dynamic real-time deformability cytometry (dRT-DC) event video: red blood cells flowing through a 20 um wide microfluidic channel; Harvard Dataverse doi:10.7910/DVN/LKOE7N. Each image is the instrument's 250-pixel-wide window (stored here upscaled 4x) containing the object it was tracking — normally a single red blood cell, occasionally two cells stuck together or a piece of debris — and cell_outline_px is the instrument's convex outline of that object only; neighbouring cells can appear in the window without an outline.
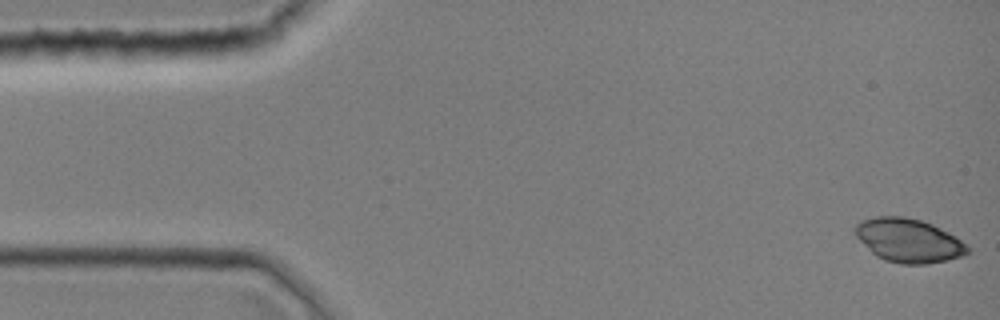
{"species": "common noctule bat (a hibernating species)", "species_latin": "Nyctalus noctula", "temperature_condition": "room temperature", "stored_images_in_passage": 43, "camera_frame_rate_fps": 3000, "um_per_image_px": 0.085, "animal": {"sex": "female", "body_mass_g": 19.0, "forearm_length_mm": 51.5}, "frame": {"image": 1, "passage_image": 1, "time_ms": 0.0, "image_size_px": [1000, 320], "cell_outline_px": [[968, 252], [960, 256], [944, 260], [924, 264], [900, 264], [884, 260], [876, 256], [856, 236], [852, 228], [860, 220], [876, 216], [904, 216], [920, 220], [932, 224], [948, 232], [960, 240], [968, 248]], "centroid_in_image_um": [77.16, 20.42], "position_along_channel_um": 7.8, "area_um2": 28.38}}
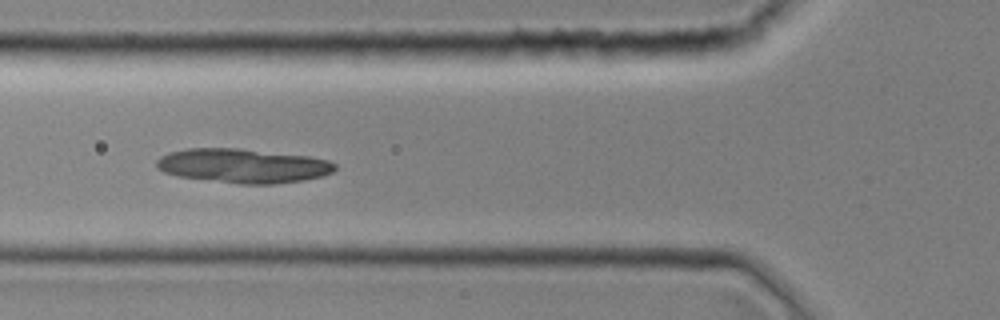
{"frame": {"image": 2, "passage_image": 16, "time_ms": 5.0, "image_size_px": [1000, 320], "cell_outline_px": [[336, 168], [332, 172], [320, 176], [300, 180], [272, 184], [240, 184], [180, 176], [164, 172], [156, 168], [156, 160], [160, 156], [168, 152], [184, 148], [240, 148], [308, 156], [328, 160], [336, 164]], "centroid_in_image_um": [20.61, 14.07], "position_along_channel_um": 105.2, "area_um2": 35.49}}
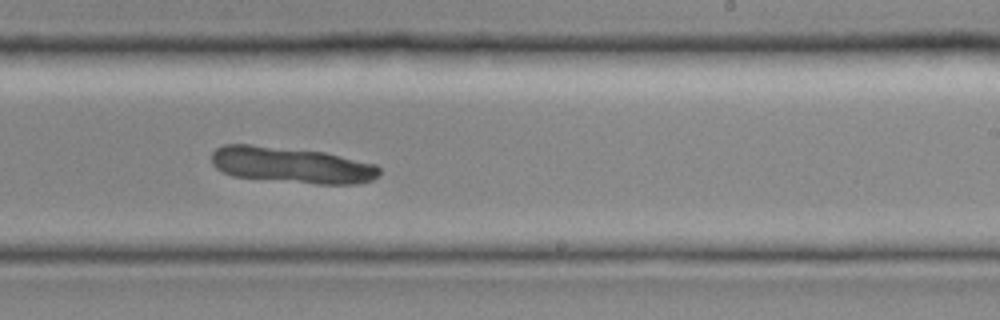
{"frame": {"image": 3, "passage_image": 27, "time_ms": 8.667, "image_size_px": [1000, 320], "cell_outline_px": [[380, 172], [372, 180], [356, 184], [316, 184], [232, 176], [216, 168], [212, 164], [212, 152], [216, 148], [224, 144], [252, 144], [324, 152], [376, 164], [380, 168]], "centroid_in_image_um": [24.77, 14.02], "position_along_channel_um": 264.2, "area_um2": 35.26}}